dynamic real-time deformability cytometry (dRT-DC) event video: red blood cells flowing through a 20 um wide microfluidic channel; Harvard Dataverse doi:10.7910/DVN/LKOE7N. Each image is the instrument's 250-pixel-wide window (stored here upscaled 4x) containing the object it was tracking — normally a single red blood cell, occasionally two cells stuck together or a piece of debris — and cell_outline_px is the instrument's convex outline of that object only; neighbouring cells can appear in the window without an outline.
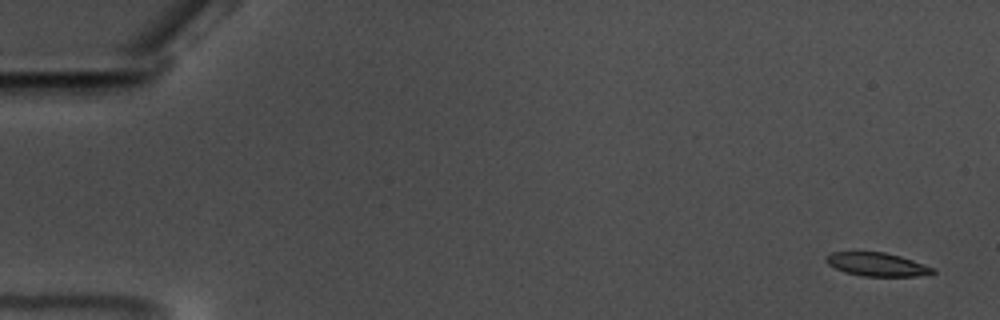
{"species": "common noctule bat (a hibernating species)", "species_latin": "Nyctalus noctula", "temperature_condition": "warm", "stored_images_in_passage": 49, "camera_frame_rate_fps": 3000, "um_per_image_px": 0.085, "animal": {"sex": "male", "body_mass_g": 17.5, "forearm_length_mm": 52.3}, "frame": {"image": 1, "passage_image": 3, "time_ms": 0.667, "image_size_px": [1000, 320], "cell_outline_px": [[936, 272], [916, 276], [864, 276], [844, 272], [828, 264], [824, 260], [824, 256], [832, 252], [884, 252], [900, 256], [936, 268]], "centroid_in_image_um": [74.52, 22.47], "position_along_channel_um": 10.5, "area_um2": 14.57}}
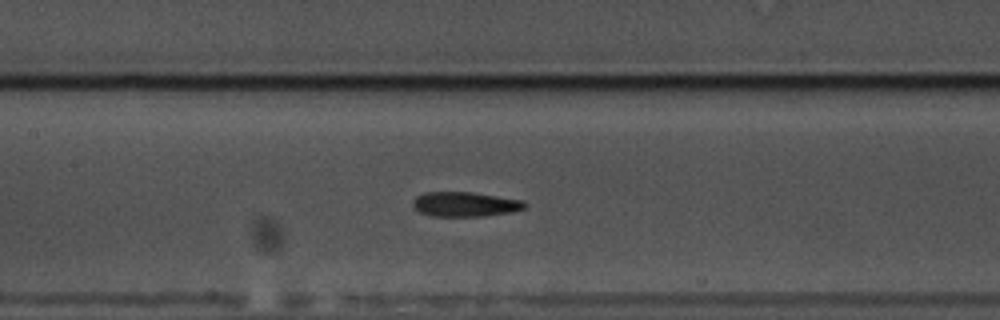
{"frame": {"image": 2, "passage_image": 29, "time_ms": 9.333, "image_size_px": [1000, 320], "cell_outline_px": [[528, 204], [524, 208], [512, 212], [484, 216], [432, 216], [420, 212], [412, 204], [412, 200], [416, 196], [424, 192], [472, 192], [524, 200]], "centroid_in_image_um": [39.54, 17.35], "position_along_channel_um": 167.9, "area_um2": 16.18}}
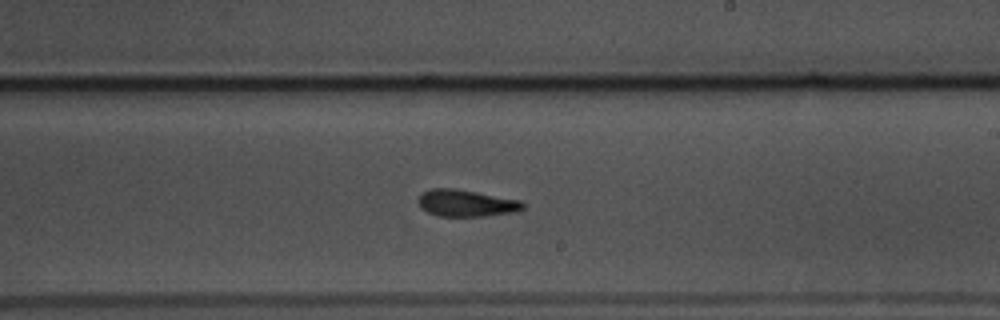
{"frame": {"image": 3, "passage_image": 36, "time_ms": 11.667, "image_size_px": [1000, 320], "cell_outline_px": [[524, 208], [516, 212], [484, 216], [436, 216], [420, 208], [416, 200], [420, 192], [432, 188], [456, 188], [520, 200], [524, 204]], "centroid_in_image_um": [39.56, 17.26], "position_along_channel_um": 249.4, "area_um2": 16.65}}